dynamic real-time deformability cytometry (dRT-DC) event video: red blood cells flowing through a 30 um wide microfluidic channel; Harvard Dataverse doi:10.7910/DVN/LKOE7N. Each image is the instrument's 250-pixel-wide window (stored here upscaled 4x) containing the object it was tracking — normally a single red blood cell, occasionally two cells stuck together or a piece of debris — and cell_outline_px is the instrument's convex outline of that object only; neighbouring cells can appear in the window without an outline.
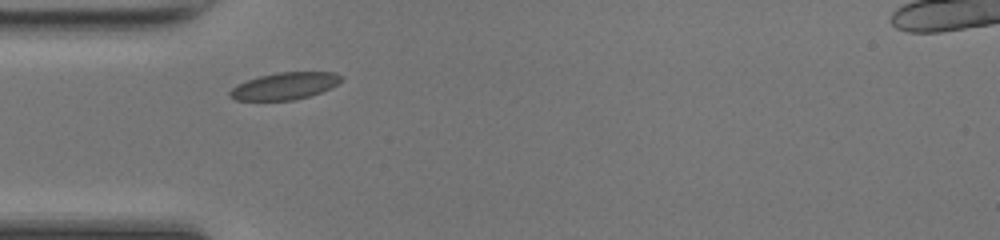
{"species": "common noctule bat (a hibernating species)", "species_latin": "Nyctalus noctula", "temperature_condition": "room temperature", "stored_images_in_passage": 35, "camera_frame_rate_fps": 3000, "um_per_image_px": 0.085, "animal": {"sex": "female", "body_mass_g": 17.0, "forearm_length_mm": 48.0}, "frame": {"image": 1, "passage_image": 1, "time_ms": 0.0, "image_size_px": [1000, 240], "cell_outline_px": [[344, 80], [320, 92], [308, 96], [292, 100], [236, 100], [228, 96], [228, 92], [236, 84], [260, 76], [276, 72], [336, 72], [344, 76]], "centroid_in_image_um": [24.19, 7.3], "position_along_channel_um": 60.8, "area_um2": 17.51}}
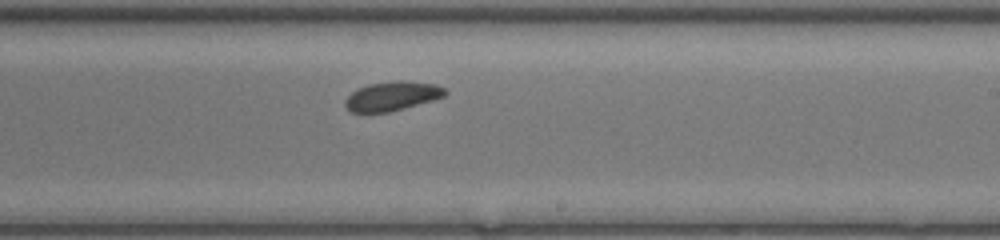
{"frame": {"image": 2, "passage_image": 15, "time_ms": 4.667, "image_size_px": [1000, 240], "cell_outline_px": [[448, 92], [444, 96], [432, 100], [388, 112], [352, 112], [344, 104], [344, 100], [356, 88], [368, 84], [396, 80], [404, 80], [436, 84], [444, 88]], "centroid_in_image_um": [33.32, 8.14], "position_along_channel_um": 255.7, "area_um2": 16.94}}
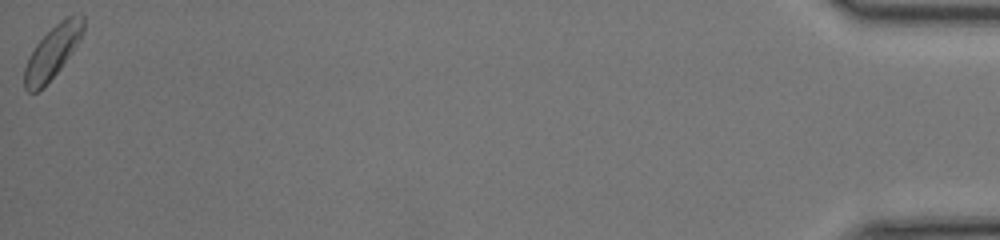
{"frame": {"image": 3, "passage_image": 35, "time_ms": 11.333, "image_size_px": [1000, 240], "cell_outline_px": [[84, 32], [80, 40], [60, 68], [36, 92], [28, 92], [24, 88], [24, 68], [28, 56], [36, 44], [60, 20], [76, 12], [84, 16]], "centroid_in_image_um": [4.47, 4.37], "position_along_channel_um": 430.7, "area_um2": 17.74}}